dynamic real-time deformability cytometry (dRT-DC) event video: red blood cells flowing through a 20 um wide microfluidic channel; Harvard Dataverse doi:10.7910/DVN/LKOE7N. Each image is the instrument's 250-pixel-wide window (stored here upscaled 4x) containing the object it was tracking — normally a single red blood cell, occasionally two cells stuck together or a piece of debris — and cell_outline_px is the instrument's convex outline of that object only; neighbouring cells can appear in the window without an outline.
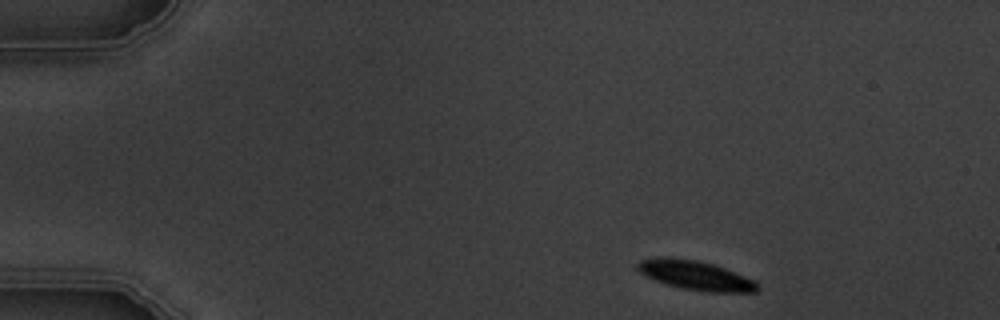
{"species": "common noctule bat (a hibernating species)", "species_latin": "Nyctalus noctula", "temperature_condition": "warm", "stored_images_in_passage": 5, "camera_frame_rate_fps": 3000, "um_per_image_px": 0.085, "animal": {"sex": "male", "body_mass_g": 19.5, "forearm_length_mm": 54.6}, "frame": {"image": 1, "passage_image": 1, "time_ms": 0.0, "image_size_px": [1000, 320], "cell_outline_px": [[760, 288], [756, 292], [704, 292], [680, 288], [664, 284], [644, 276], [636, 268], [636, 264], [640, 260], [660, 256], [696, 260], [712, 264], [724, 268], [756, 280]], "centroid_in_image_um": [59.1, 23.41], "position_along_channel_um": 25.9, "area_um2": 20.75}}
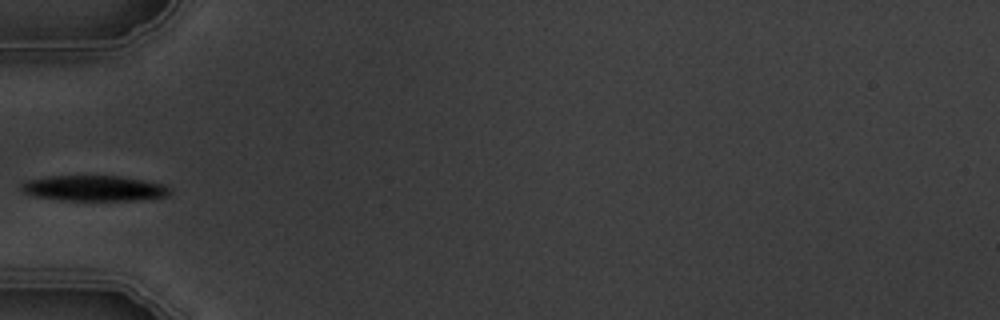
{"frame": {"image": 2, "passage_image": 4, "time_ms": 3.667, "image_size_px": [1000, 320], "cell_outline_px": [[172, 192], [168, 196], [132, 200], [64, 200], [32, 196], [24, 192], [20, 188], [20, 184], [24, 180], [48, 176], [120, 176], [144, 180], [164, 184]], "centroid_in_image_um": [7.95, 15.99], "position_along_channel_um": 77.0, "area_um2": 22.14}}